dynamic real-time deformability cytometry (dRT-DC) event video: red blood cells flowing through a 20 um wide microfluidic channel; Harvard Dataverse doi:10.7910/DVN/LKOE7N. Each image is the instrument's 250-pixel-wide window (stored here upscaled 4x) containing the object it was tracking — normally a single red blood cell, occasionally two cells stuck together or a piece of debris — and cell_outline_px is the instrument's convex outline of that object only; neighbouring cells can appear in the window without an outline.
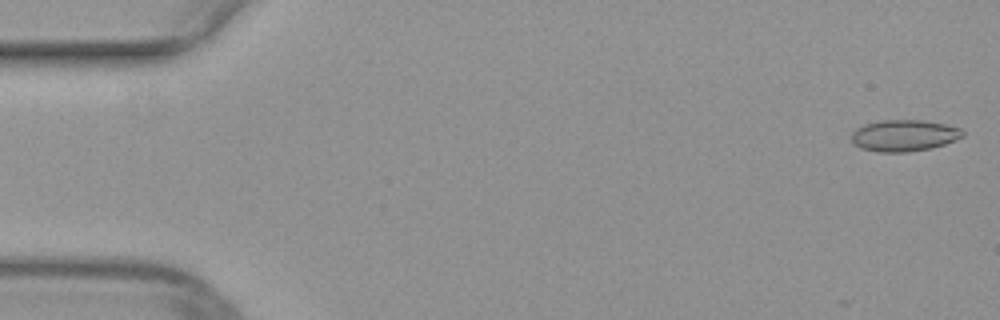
{"species": "common noctule bat (a hibernating species)", "species_latin": "Nyctalus noctula", "temperature_condition": "warm", "stored_images_in_passage": 11, "camera_frame_rate_fps": 3000, "um_per_image_px": 0.085, "animal": {"sex": "female", "body_mass_g": 29.2, "forearm_length_mm": 56.3}, "frame": {"image": 1, "passage_image": 1, "time_ms": 0.0, "image_size_px": [1000, 320], "cell_outline_px": [[964, 136], [944, 144], [928, 148], [908, 152], [880, 152], [860, 148], [852, 144], [852, 132], [856, 128], [864, 124], [884, 120], [920, 120], [944, 124], [960, 128], [964, 132]], "centroid_in_image_um": [76.81, 11.52], "position_along_channel_um": 8.2, "area_um2": 20.29}}